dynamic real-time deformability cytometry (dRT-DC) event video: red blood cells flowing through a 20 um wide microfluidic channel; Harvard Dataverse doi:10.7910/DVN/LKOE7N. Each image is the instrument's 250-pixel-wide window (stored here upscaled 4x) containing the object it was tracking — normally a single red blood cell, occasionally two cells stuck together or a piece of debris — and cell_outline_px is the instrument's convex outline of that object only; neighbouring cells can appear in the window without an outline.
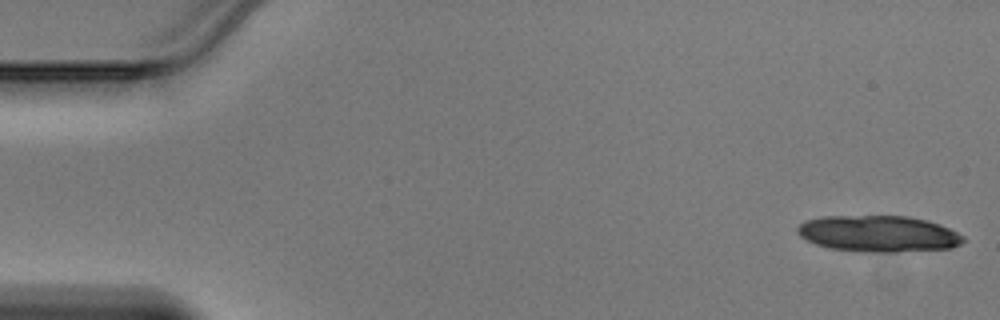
{"species": "Egyptian fruit bat (a non-hibernating species)", "species_latin": "Rousettus aegyptiacus", "temperature_condition": "warm", "stored_images_in_passage": 14, "camera_frame_rate_fps": 3000, "um_per_image_px": 0.085, "animal": {"sex": "male"}, "frame": {"image": 1, "passage_image": 1, "time_ms": 0.0, "image_size_px": [1000, 320], "cell_outline_px": [[964, 240], [960, 244], [952, 248], [896, 252], [864, 252], [832, 248], [816, 244], [800, 236], [796, 232], [796, 228], [804, 220], [824, 216], [908, 216], [940, 224], [964, 236]], "centroid_in_image_um": [74.65, 19.86], "position_along_channel_um": 10.3, "area_um2": 35.08}}